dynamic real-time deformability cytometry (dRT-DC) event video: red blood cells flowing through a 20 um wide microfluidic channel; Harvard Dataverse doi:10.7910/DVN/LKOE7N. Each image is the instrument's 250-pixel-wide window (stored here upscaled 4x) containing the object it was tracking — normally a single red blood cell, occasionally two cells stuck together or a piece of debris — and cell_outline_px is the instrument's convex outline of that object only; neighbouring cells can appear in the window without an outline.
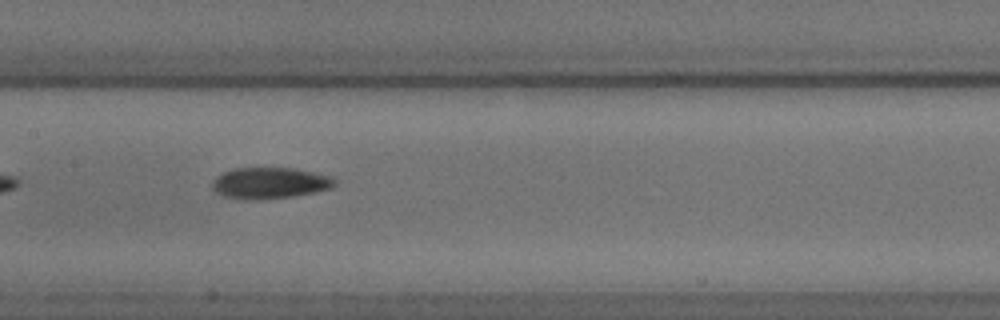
{"species": "common noctule bat (a hibernating species)", "species_latin": "Nyctalus noctula", "temperature_condition": "cold", "stored_images_in_passage": 13, "camera_frame_rate_fps": 3000, "um_per_image_px": 0.085, "animal": {"sex": "male", "body_mass_g": 18.8}, "frame": {"image": 1, "passage_image": 10, "time_ms": 3.0, "image_size_px": [1000, 320], "cell_outline_px": [[336, 184], [332, 188], [316, 192], [292, 196], [252, 200], [248, 200], [224, 196], [216, 192], [212, 188], [212, 180], [216, 176], [224, 172], [236, 168], [292, 168], [332, 176], [336, 180]], "centroid_in_image_um": [22.94, 15.56], "position_along_channel_um": 184.5, "area_um2": 22.25}}